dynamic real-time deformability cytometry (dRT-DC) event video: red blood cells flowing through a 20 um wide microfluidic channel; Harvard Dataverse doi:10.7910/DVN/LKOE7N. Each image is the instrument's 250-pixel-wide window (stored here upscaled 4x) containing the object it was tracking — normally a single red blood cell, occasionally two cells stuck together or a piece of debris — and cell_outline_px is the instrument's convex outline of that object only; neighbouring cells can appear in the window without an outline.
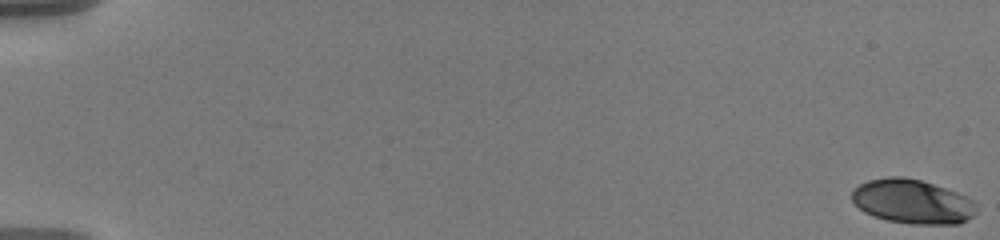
{"species": "human", "species_latin": "Homo sapiens", "temperature_condition": "warm", "stored_images_in_passage": 59, "camera_frame_rate_fps": 3000, "um_per_image_px": 0.085, "donor": {"sex": "male"}, "frame": {"image": 1, "passage_image": 1, "time_ms": 0.0, "image_size_px": [1000, 240], "cell_outline_px": [[976, 212], [972, 216], [960, 224], [912, 224], [888, 220], [872, 216], [864, 212], [852, 200], [852, 192], [860, 184], [868, 180], [888, 176], [904, 176], [920, 180], [956, 192], [972, 200], [976, 204]], "centroid_in_image_um": [77.54, 17.13], "position_along_channel_um": 7.5, "area_um2": 31.96}}
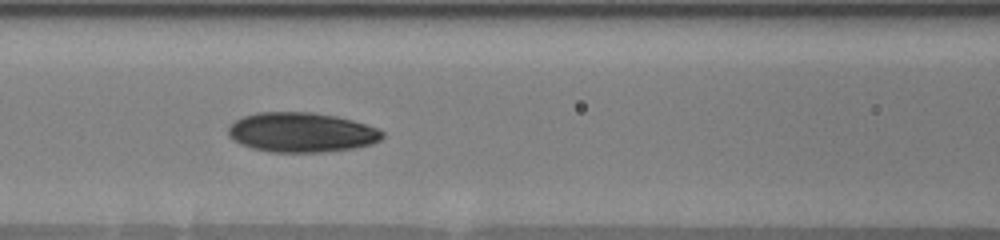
{"frame": {"image": 2, "passage_image": 28, "time_ms": 9.0, "image_size_px": [1000, 240], "cell_outline_px": [[384, 136], [380, 140], [372, 144], [352, 148], [324, 152], [268, 152], [252, 148], [240, 144], [232, 140], [228, 136], [228, 128], [236, 120], [244, 116], [256, 112], [312, 112], [336, 116], [352, 120], [380, 128], [384, 132]], "centroid_in_image_um": [25.63, 11.25], "position_along_channel_um": 141.0, "area_um2": 35.89}}
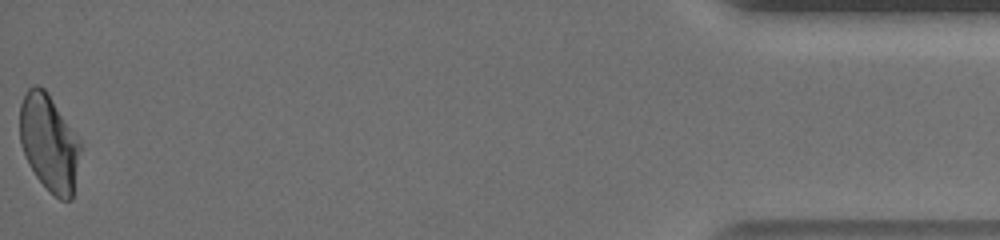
{"frame": {"image": 3, "passage_image": 59, "time_ms": 19.333, "image_size_px": [1000, 240], "cell_outline_px": [[80, 152], [72, 200], [60, 200], [36, 176], [28, 164], [20, 144], [20, 104], [28, 88], [36, 84], [44, 88], [48, 92], [80, 140]], "centroid_in_image_um": [4.16, 12.12], "position_along_channel_um": 431.0, "area_um2": 33.93}, "authors_computed_cell_mechanics": {"area_um2": 33.7552, "velocity_mm_per_s": 3.5831, "shape_relaxation_time_tau1_ms": 5.5405, "shape_relaxation_time_tau2_ms": 1.549, "deformation_change_tau1": 0.1762, "deformation_change_tau2": 0.0623}}